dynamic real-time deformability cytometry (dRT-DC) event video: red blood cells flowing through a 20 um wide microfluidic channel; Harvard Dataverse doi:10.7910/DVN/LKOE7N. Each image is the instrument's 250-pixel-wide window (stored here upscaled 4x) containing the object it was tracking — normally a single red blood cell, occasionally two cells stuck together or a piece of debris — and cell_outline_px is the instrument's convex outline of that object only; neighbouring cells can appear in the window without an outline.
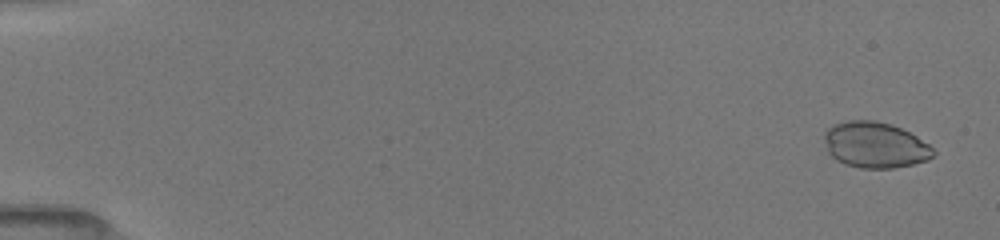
{"species": "common noctule bat (a hibernating species)", "species_latin": "Nyctalus noctula", "temperature_condition": "room temperature", "stored_images_in_passage": 84, "camera_frame_rate_fps": 3000, "um_per_image_px": 0.085, "animal": {"sex": "female", "body_mass_g": 19.5, "forearm_length_mm": 54.1}, "frame": {"image": 1, "passage_image": 3, "time_ms": 0.667, "image_size_px": [1000, 240], "cell_outline_px": [[936, 152], [928, 160], [912, 164], [892, 168], [860, 168], [844, 164], [836, 160], [828, 152], [824, 140], [824, 132], [832, 124], [848, 120], [876, 120], [892, 124], [916, 136], [928, 144]], "centroid_in_image_um": [74.35, 12.31], "position_along_channel_um": 10.6, "area_um2": 29.25}}
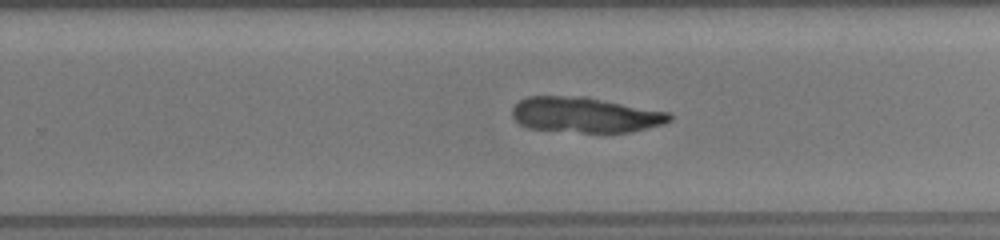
{"frame": {"image": 2, "passage_image": 49, "time_ms": 11.333, "image_size_px": [1000, 240], "cell_outline_px": [[672, 120], [664, 124], [648, 128], [628, 132], [580, 132], [528, 128], [520, 124], [512, 116], [512, 108], [520, 100], [528, 96], [588, 96], [672, 112]], "centroid_in_image_um": [49.8, 9.75], "position_along_channel_um": 280.0, "area_um2": 32.83}}
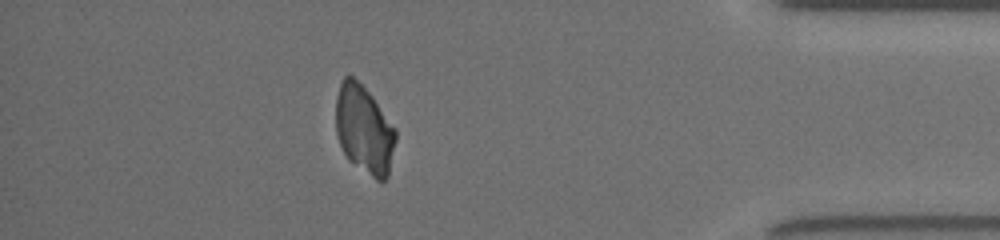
{"frame": {"image": 3, "passage_image": 73, "time_ms": 15.333, "image_size_px": [1000, 240], "cell_outline_px": [[396, 140], [388, 176], [384, 180], [376, 180], [348, 160], [336, 136], [336, 96], [340, 84], [344, 76], [352, 76], [372, 96], [396, 128]], "centroid_in_image_um": [30.95, 11.03], "position_along_channel_um": 404.2, "area_um2": 30.75}}